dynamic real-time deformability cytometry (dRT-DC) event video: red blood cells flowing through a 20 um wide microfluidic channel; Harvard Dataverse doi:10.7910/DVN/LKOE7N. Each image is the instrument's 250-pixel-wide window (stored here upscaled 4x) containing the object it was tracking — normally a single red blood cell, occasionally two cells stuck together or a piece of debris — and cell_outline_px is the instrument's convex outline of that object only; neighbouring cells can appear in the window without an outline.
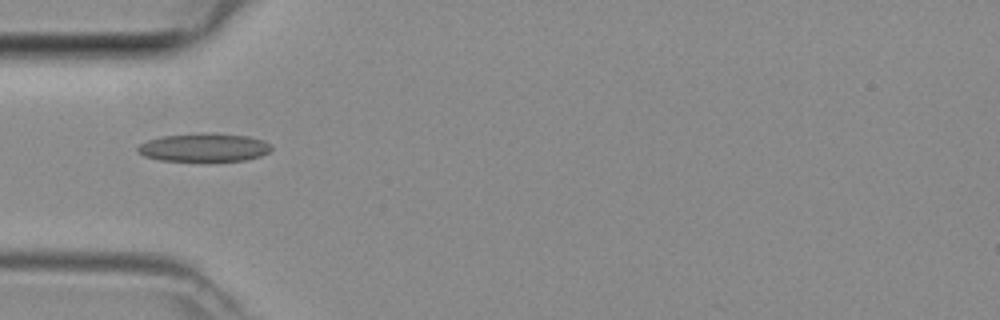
{"species": "common noctule bat (a hibernating species)", "species_latin": "Nyctalus noctula", "temperature_condition": "room temperature", "stored_images_in_passage": 30, "camera_frame_rate_fps": 3000, "um_per_image_px": 0.085, "animal": {"sex": "female", "body_mass_g": 29.2, "forearm_length_mm": 56.3}, "frame": {"image": 1, "passage_image": 1, "time_ms": 0.0, "image_size_px": [1000, 320], "cell_outline_px": [[272, 148], [268, 152], [260, 156], [244, 160], [208, 164], [200, 164], [160, 160], [144, 156], [136, 148], [140, 144], [148, 140], [160, 136], [200, 132], [212, 132], [248, 136], [264, 140], [272, 144]], "centroid_in_image_um": [17.36, 12.57], "position_along_channel_um": 67.6, "area_um2": 23.41}}
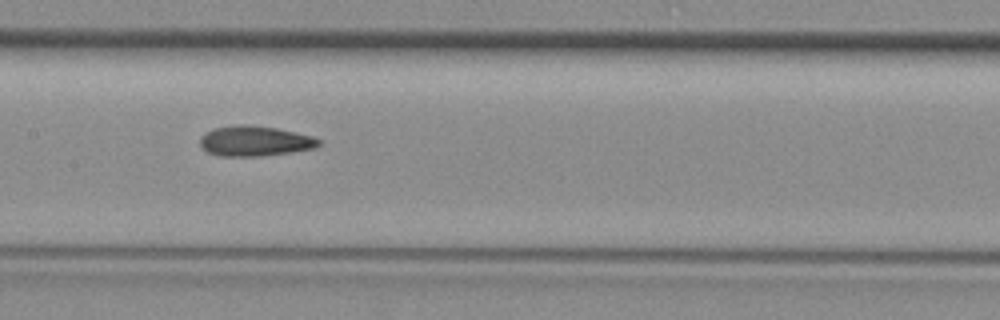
{"frame": {"image": 2, "passage_image": 9, "time_ms": 2.667, "image_size_px": [1000, 320], "cell_outline_px": [[320, 144], [316, 148], [292, 152], [260, 156], [220, 156], [208, 152], [200, 144], [200, 136], [204, 132], [212, 128], [236, 124], [248, 124], [276, 128], [296, 132], [312, 136], [320, 140]], "centroid_in_image_um": [21.64, 11.97], "position_along_channel_um": 185.8, "area_um2": 21.1}}
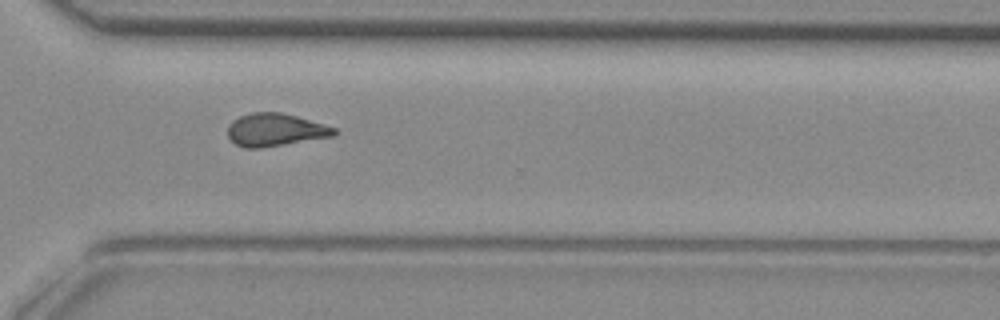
{"frame": {"image": 3, "passage_image": 20, "time_ms": 6.333, "image_size_px": [1000, 320], "cell_outline_px": [[340, 132], [336, 136], [260, 148], [244, 148], [236, 144], [228, 136], [228, 124], [232, 120], [240, 116], [252, 112], [280, 112], [296, 116], [324, 124], [336, 128]], "centroid_in_image_um": [23.42, 11.04], "position_along_channel_um": 347.2, "area_um2": 20.46}}